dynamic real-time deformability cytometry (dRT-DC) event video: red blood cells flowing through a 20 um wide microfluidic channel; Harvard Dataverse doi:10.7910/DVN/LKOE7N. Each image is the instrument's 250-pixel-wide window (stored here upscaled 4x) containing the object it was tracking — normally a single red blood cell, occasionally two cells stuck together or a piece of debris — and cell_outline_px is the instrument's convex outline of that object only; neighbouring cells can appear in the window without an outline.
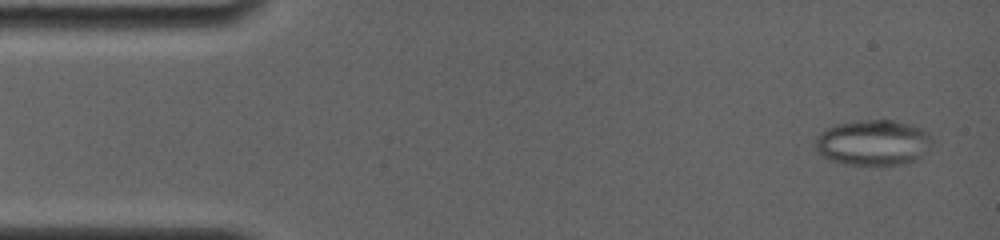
{"species": "common noctule bat (a hibernating species)", "species_latin": "Nyctalus noctula", "temperature_condition": "room temperature", "stored_images_in_passage": 19, "camera_frame_rate_fps": 4000, "um_per_image_px": 0.085, "animal": {"sex": "female", "body_mass_g": 19.0, "forearm_length_mm": 56.7}, "frame": {"image": 1, "passage_image": 1, "time_ms": 0.0, "image_size_px": [1000, 240], "cell_outline_px": [[932, 144], [916, 160], [904, 164], [844, 164], [828, 160], [816, 148], [816, 136], [820, 132], [836, 124], [852, 120], [892, 120], [912, 124], [924, 128], [932, 136]], "centroid_in_image_um": [74.24, 12.1], "position_along_channel_um": 10.8, "area_um2": 31.15}}
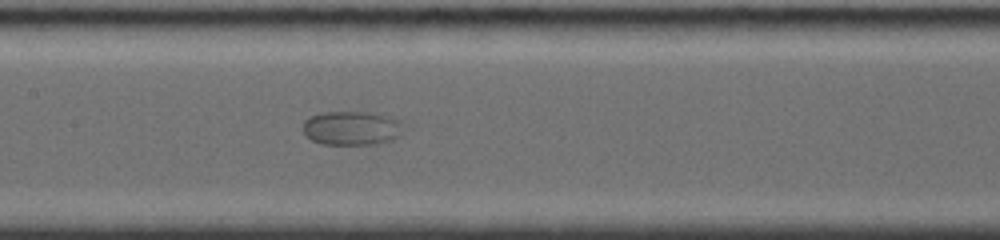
{"frame": {"image": 2, "passage_image": 12, "time_ms": 7.5, "image_size_px": [1000, 240], "cell_outline_px": [[400, 136], [392, 140], [376, 144], [320, 144], [304, 136], [304, 120], [308, 116], [324, 112], [368, 112], [400, 120]], "centroid_in_image_um": [29.83, 10.9], "position_along_channel_um": 177.6, "area_um2": 19.83}}
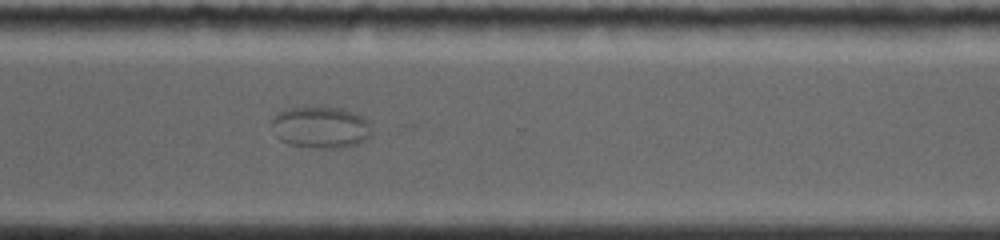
{"frame": {"image": 3, "passage_image": 19, "time_ms": 12.0, "image_size_px": [1000, 240], "cell_outline_px": [[372, 136], [368, 140], [344, 148], [316, 148], [288, 144], [280, 140], [276, 136], [272, 124], [272, 120], [280, 112], [288, 108], [340, 108], [352, 112], [360, 116], [372, 128]], "centroid_in_image_um": [27.29, 10.86], "position_along_channel_um": 343.3, "area_um2": 24.04}}